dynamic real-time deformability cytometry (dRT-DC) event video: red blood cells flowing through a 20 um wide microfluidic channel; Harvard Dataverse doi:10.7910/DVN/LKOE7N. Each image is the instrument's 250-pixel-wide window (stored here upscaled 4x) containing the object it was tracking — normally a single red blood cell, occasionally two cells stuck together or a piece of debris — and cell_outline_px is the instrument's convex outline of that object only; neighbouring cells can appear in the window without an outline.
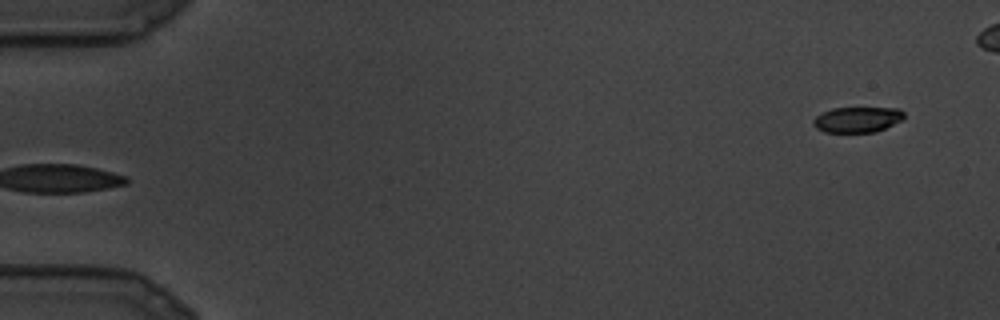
{"species": "common noctule bat (a hibernating species)", "species_latin": "Nyctalus noctula", "temperature_condition": "cold", "stored_images_in_passage": 3, "camera_frame_rate_fps": 3000, "um_per_image_px": 0.085, "animal": {"sex": "male", "body_mass_g": 19.5, "forearm_length_mm": 54.6}, "frame": {"image": 1, "passage_image": 3, "time_ms": 0.667, "image_size_px": [1000, 320], "cell_outline_px": [[904, 120], [876, 132], [824, 132], [816, 128], [812, 124], [812, 120], [816, 116], [832, 108], [900, 108], [904, 112]], "centroid_in_image_um": [72.9, 10.17], "position_along_channel_um": 12.1, "area_um2": 13.64}}